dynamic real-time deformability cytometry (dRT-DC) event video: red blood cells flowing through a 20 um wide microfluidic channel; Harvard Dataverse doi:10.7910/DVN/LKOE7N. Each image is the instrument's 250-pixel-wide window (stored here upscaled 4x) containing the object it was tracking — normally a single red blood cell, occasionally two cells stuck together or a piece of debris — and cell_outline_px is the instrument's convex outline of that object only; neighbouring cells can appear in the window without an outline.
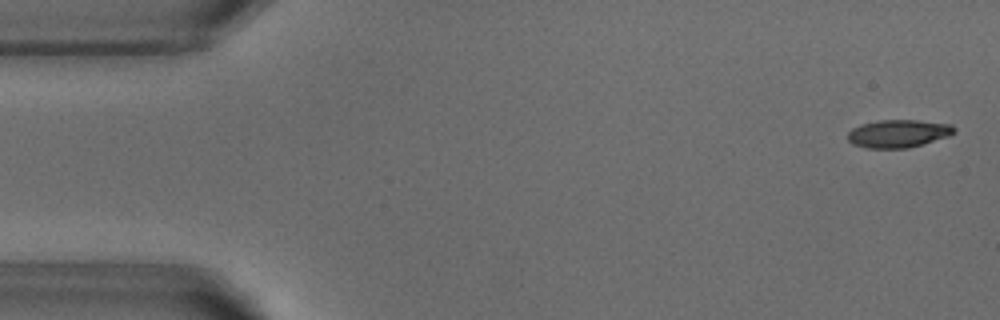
{"species": "common noctule bat (a hibernating species)", "species_latin": "Nyctalus noctula", "temperature_condition": "warm", "stored_images_in_passage": 52, "camera_frame_rate_fps": 3000, "um_per_image_px": 0.085, "animal": {"sex": "male", "body_mass_g": 18.8}, "frame": {"image": 1, "passage_image": 2, "time_ms": 0.333, "image_size_px": [1000, 320], "cell_outline_px": [[956, 132], [948, 136], [908, 148], [868, 148], [852, 144], [848, 140], [848, 132], [852, 128], [860, 124], [880, 120], [916, 120], [952, 124], [956, 128]], "centroid_in_image_um": [76.35, 11.34], "position_along_channel_um": 8.7, "area_um2": 17.28}}
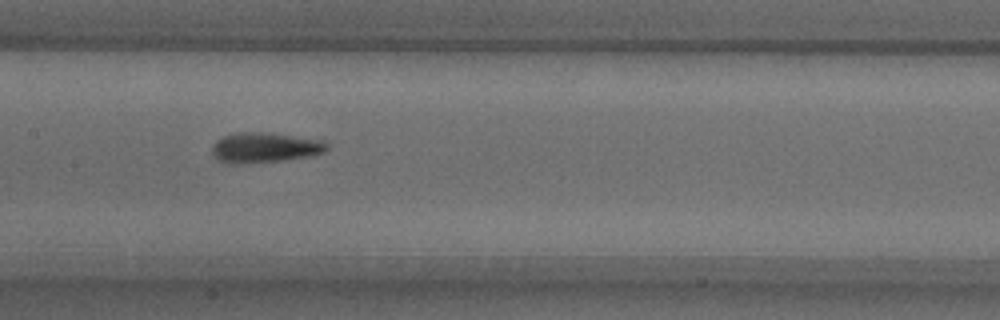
{"frame": {"image": 2, "passage_image": 25, "time_ms": 8.0, "image_size_px": [1000, 320], "cell_outline_px": [[328, 148], [324, 152], [308, 156], [284, 160], [240, 164], [228, 164], [220, 160], [212, 152], [212, 148], [216, 140], [224, 136], [236, 132], [264, 132], [320, 140], [328, 144]], "centroid_in_image_um": [22.47, 12.55], "position_along_channel_um": 184.9, "area_um2": 19.94}}
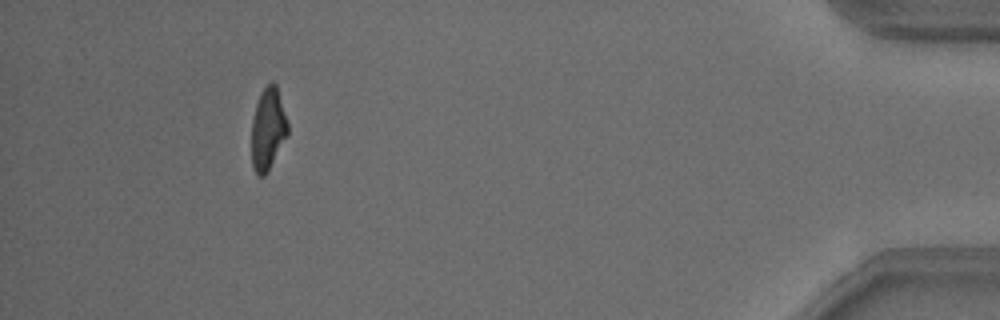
{"frame": {"image": 3, "passage_image": 48, "time_ms": 15.667, "image_size_px": [1000, 320], "cell_outline_px": [[288, 136], [268, 172], [264, 176], [260, 176], [252, 168], [252, 120], [256, 104], [260, 92], [272, 80], [276, 84], [288, 120]], "centroid_in_image_um": [22.79, 10.97], "position_along_channel_um": 412.4, "area_um2": 17.57}, "authors_computed_cell_mechanics": {"area_um2": 18.4382, "velocity_mm_per_s": 3.8356, "shape_relaxation_time_tau1_ms": 3.8627, "shape_relaxation_time_tau2_ms": 2.1421, "deformation_change_tau1": 0.1697, "deformation_change_tau2": 0.0922}}